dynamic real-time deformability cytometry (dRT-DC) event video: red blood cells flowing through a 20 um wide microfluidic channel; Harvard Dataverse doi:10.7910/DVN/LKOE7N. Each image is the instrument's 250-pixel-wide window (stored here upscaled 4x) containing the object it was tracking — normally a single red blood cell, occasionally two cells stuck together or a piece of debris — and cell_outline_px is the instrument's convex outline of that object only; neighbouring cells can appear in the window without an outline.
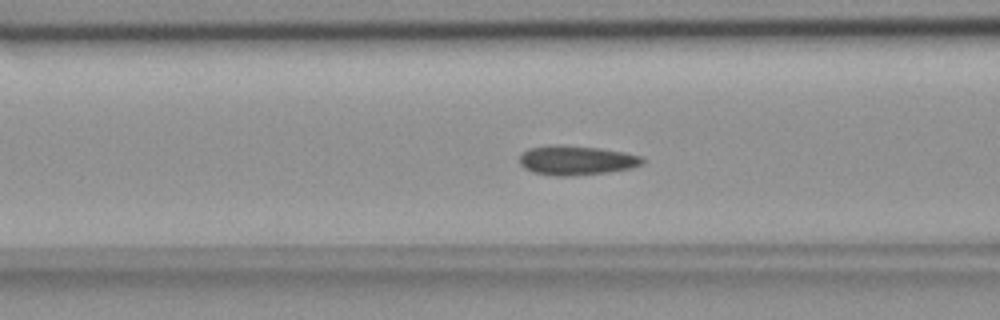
{"species": "common noctule bat (a hibernating species)", "species_latin": "Nyctalus noctula", "temperature_condition": "room temperature", "stored_images_in_passage": 53, "camera_frame_rate_fps": 3000, "um_per_image_px": 0.085, "animal": {"sex": "female", "body_mass_g": 18.4}, "frame": {"image": 1, "passage_image": 20, "time_ms": 6.333, "image_size_px": [1000, 320], "cell_outline_px": [[644, 164], [632, 168], [608, 172], [572, 176], [552, 176], [532, 172], [524, 168], [520, 164], [520, 152], [528, 148], [600, 148], [624, 152], [644, 156]], "centroid_in_image_um": [49.06, 13.69], "position_along_channel_um": 117.5, "area_um2": 20.4}}
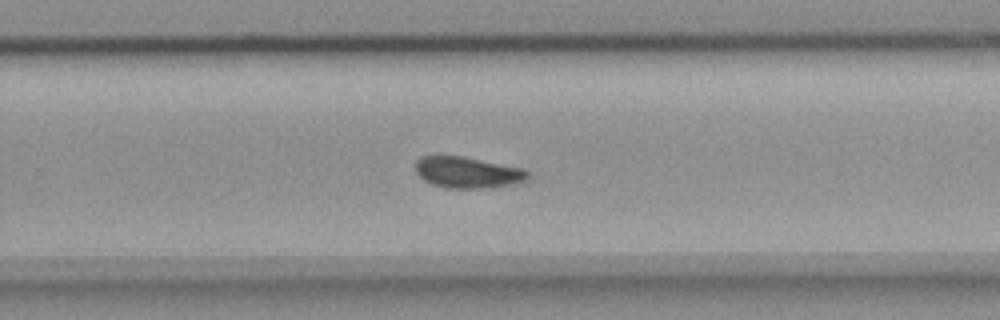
{"frame": {"image": 2, "passage_image": 34, "time_ms": 11.0, "image_size_px": [1000, 320], "cell_outline_px": [[528, 176], [524, 180], [512, 184], [484, 188], [448, 188], [432, 184], [424, 180], [416, 172], [416, 160], [420, 156], [464, 156], [524, 168], [528, 172]], "centroid_in_image_um": [39.73, 14.64], "position_along_channel_um": 290.1, "area_um2": 20.35}}
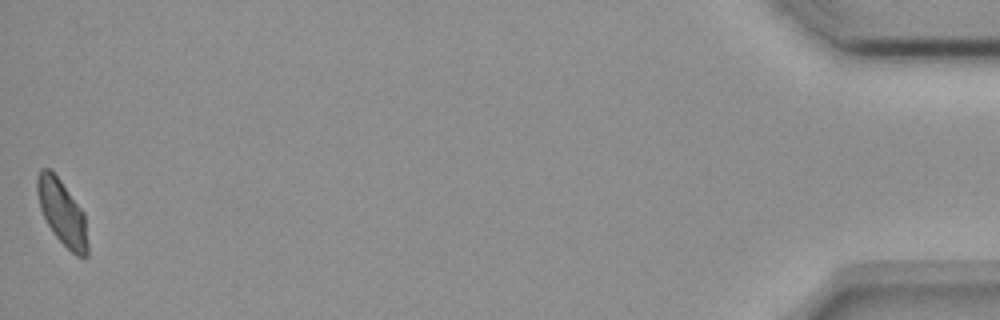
{"frame": {"image": 3, "passage_image": 53, "time_ms": 17.333, "image_size_px": [1000, 320], "cell_outline_px": [[88, 256], [76, 256], [56, 236], [48, 224], [40, 208], [36, 192], [36, 176], [40, 168], [48, 168], [60, 180], [84, 212], [88, 244]], "centroid_in_image_um": [5.27, 18.05], "position_along_channel_um": 429.9, "area_um2": 18.96}, "authors_computed_cell_mechanics": {"area_um2": 20.3456, "velocity_mm_per_s": 3.7127, "shape_relaxation_time_tau1_ms": null, "shape_relaxation_time_tau2_ms": 1.9291, "deformation_change_tau1": null, "deformation_change_tau2": 0.0326}}